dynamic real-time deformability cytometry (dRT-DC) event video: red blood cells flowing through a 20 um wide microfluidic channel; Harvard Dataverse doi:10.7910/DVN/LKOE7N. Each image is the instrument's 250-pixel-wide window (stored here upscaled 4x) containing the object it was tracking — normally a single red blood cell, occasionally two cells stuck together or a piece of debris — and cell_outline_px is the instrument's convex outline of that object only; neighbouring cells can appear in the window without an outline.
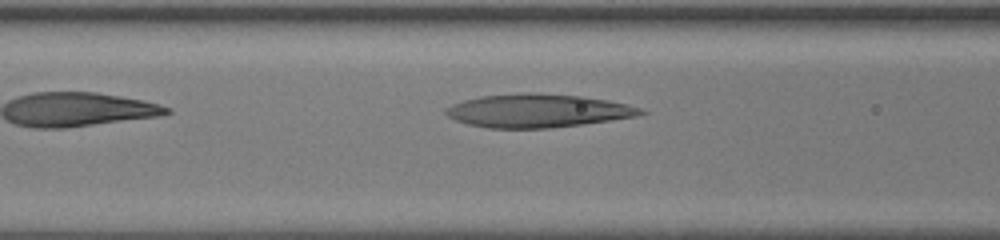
{"species": "human", "species_latin": "Homo sapiens", "temperature_condition": "room temperature", "stored_images_in_passage": 26, "camera_frame_rate_fps": 3000, "um_per_image_px": 0.085, "donor": {"sex": "female"}, "frame": {"image": 1, "passage_image": 5, "time_ms": 1.333, "image_size_px": [1000, 240], "cell_outline_px": [[648, 112], [636, 116], [552, 128], [488, 128], [468, 124], [456, 120], [448, 116], [444, 112], [444, 108], [452, 104], [464, 100], [480, 96], [520, 92], [532, 92], [584, 96], [608, 100], [640, 108]], "centroid_in_image_um": [45.65, 9.4], "position_along_channel_um": 120.9, "area_um2": 37.86}}
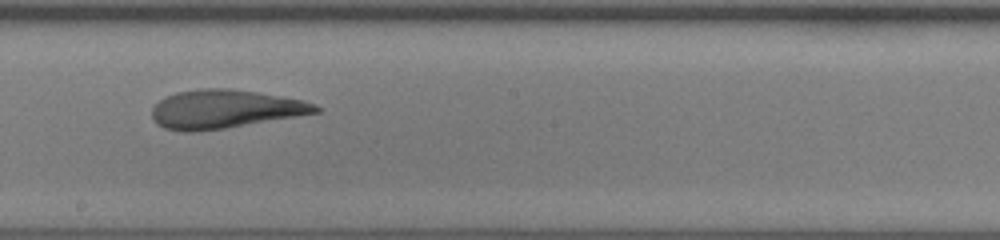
{"frame": {"image": 2, "passage_image": 12, "time_ms": 3.667, "image_size_px": [1000, 240], "cell_outline_px": [[320, 112], [224, 128], [196, 132], [184, 132], [164, 128], [156, 124], [152, 116], [152, 108], [164, 96], [176, 92], [200, 88], [228, 88], [256, 92], [304, 100], [316, 104], [320, 108]], "centroid_in_image_um": [19.07, 9.27], "position_along_channel_um": 229.1, "area_um2": 36.7}}
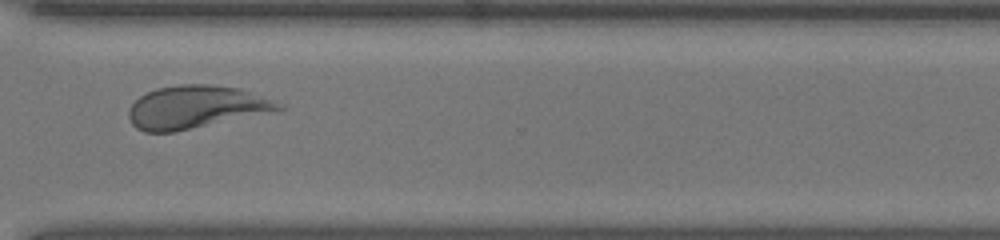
{"frame": {"image": 3, "passage_image": 20, "time_ms": 6.333, "image_size_px": [1000, 240], "cell_outline_px": [[288, 108], [272, 112], [172, 132], [144, 132], [136, 128], [132, 124], [128, 116], [128, 108], [140, 96], [156, 88], [180, 84], [208, 84], [240, 88], [284, 104]], "centroid_in_image_um": [16.65, 9.09], "position_along_channel_um": 354.0, "area_um2": 37.34}}